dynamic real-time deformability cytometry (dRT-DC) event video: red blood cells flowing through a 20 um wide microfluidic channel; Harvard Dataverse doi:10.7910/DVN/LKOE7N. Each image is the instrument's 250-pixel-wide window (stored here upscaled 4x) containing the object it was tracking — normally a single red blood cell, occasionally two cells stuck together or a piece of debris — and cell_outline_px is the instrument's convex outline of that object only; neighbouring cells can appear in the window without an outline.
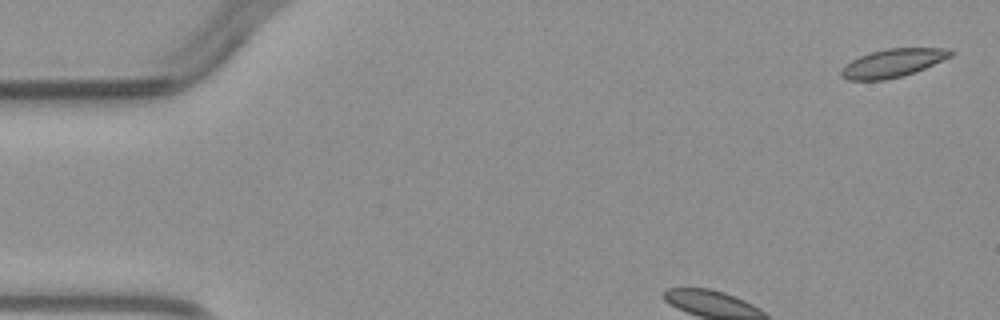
{"species": "common noctule bat (a hibernating species)", "species_latin": "Nyctalus noctula", "temperature_condition": "warm", "stored_images_in_passage": 4, "camera_frame_rate_fps": 3000, "um_per_image_px": 0.085, "animal": {"sex": "male", "body_mass_g": 23.1, "forearm_length_mm": 52.7}, "frame": {"image": 1, "passage_image": 1, "time_ms": 0.0, "image_size_px": [1000, 320], "cell_outline_px": [[956, 52], [952, 56], [916, 72], [904, 76], [884, 80], [848, 80], [840, 76], [840, 68], [844, 64], [860, 56], [872, 52], [888, 48], [948, 48]], "centroid_in_image_um": [75.89, 5.36], "position_along_channel_um": 9.1, "area_um2": 18.21}}
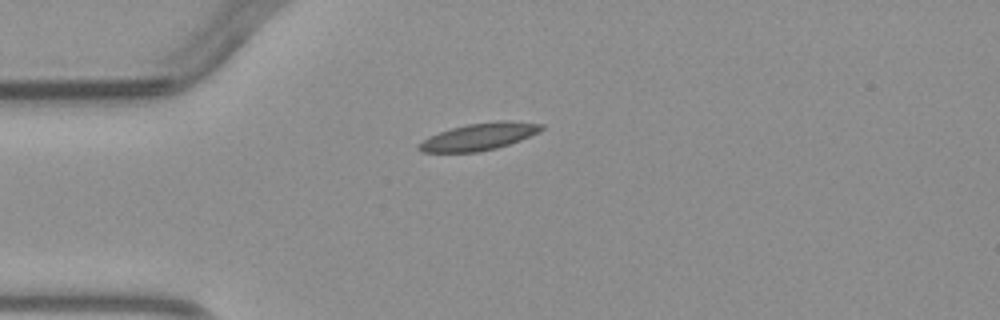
{"frame": {"image": 2, "passage_image": 4, "time_ms": 3.667, "image_size_px": [1000, 320], "cell_outline_px": [[544, 128], [540, 132], [520, 140], [496, 148], [480, 152], [420, 152], [416, 148], [416, 144], [428, 136], [452, 128], [468, 124], [496, 120], [512, 120], [544, 124]], "centroid_in_image_um": [40.72, 11.61], "position_along_channel_um": 44.3, "area_um2": 19.59}}